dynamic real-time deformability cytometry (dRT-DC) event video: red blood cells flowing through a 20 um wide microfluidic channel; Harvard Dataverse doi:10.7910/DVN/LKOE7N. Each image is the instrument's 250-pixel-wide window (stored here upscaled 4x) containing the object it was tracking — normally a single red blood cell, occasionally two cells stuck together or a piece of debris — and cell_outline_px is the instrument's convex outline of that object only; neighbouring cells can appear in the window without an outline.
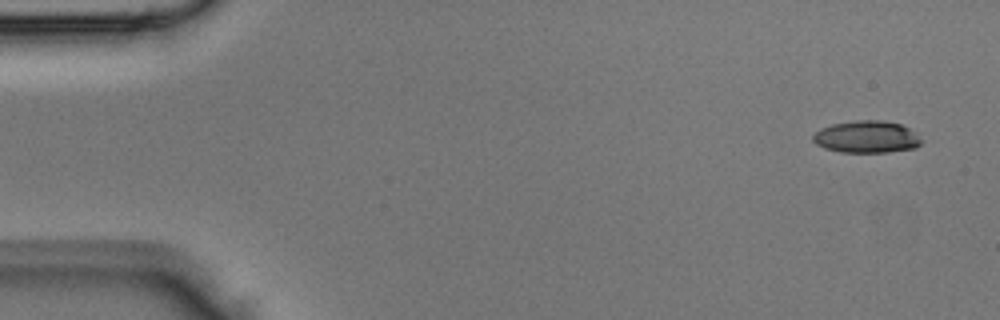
{"species": "Egyptian fruit bat (a non-hibernating species)", "species_latin": "Rousettus aegyptiacus", "temperature_condition": "room temperature", "stored_images_in_passage": 5, "segment_of_instrument_passage": [2, 2], "camera_frame_rate_fps": 3000, "um_per_image_px": 0.085, "animal": {"sex": "male"}, "frame": {"image": 1, "passage_image": 5, "time_ms": 1.333, "image_size_px": [1000, 320], "cell_outline_px": [[924, 140], [916, 148], [888, 152], [840, 152], [824, 148], [816, 144], [812, 140], [812, 136], [820, 128], [832, 124], [856, 120], [884, 120], [900, 124], [916, 132]], "centroid_in_image_um": [73.68, 11.63], "position_along_channel_um": 11.3, "area_um2": 20.52}}